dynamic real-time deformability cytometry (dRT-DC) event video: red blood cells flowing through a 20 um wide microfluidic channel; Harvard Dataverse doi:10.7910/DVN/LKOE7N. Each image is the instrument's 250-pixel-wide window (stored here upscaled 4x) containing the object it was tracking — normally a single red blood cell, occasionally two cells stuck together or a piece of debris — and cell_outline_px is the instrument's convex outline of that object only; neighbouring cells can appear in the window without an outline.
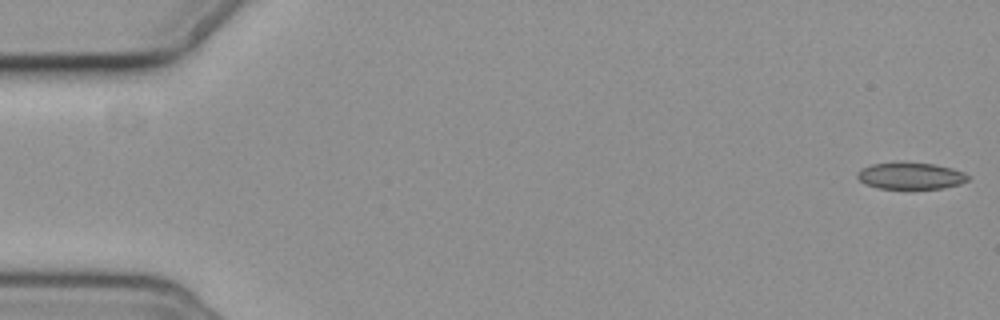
{"species": "common noctule bat (a hibernating species)", "species_latin": "Nyctalus noctula", "temperature_condition": "cold", "stored_images_in_passage": 4, "camera_frame_rate_fps": 3000, "um_per_image_px": 0.085, "animal": {"sex": "female", "body_mass_g": 19.3, "forearm_length_mm": 54.1}, "frame": {"image": 1, "passage_image": 1, "time_ms": 0.0, "image_size_px": [1000, 320], "cell_outline_px": [[968, 180], [960, 184], [944, 188], [880, 188], [864, 184], [856, 176], [856, 172], [860, 168], [872, 164], [896, 160], [904, 160], [936, 164], [952, 168], [964, 172], [968, 176]], "centroid_in_image_um": [77.36, 14.9], "position_along_channel_um": 7.6, "area_um2": 17.8}}